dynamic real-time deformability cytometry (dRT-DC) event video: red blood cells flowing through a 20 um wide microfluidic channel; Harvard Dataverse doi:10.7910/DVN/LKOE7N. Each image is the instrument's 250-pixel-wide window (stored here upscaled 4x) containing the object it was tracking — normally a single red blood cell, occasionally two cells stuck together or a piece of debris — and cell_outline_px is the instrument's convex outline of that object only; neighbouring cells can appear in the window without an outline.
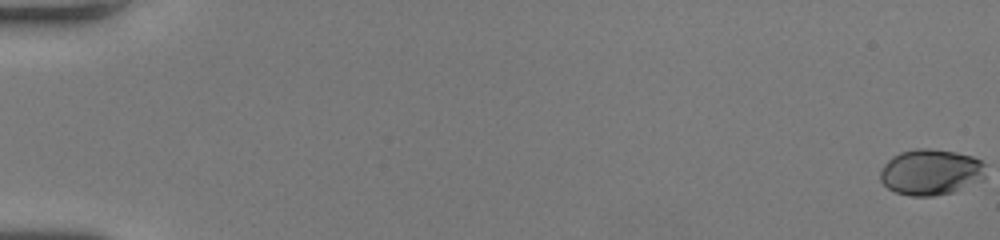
{"species": "human", "species_latin": "Homo sapiens", "temperature_condition": "room temperature", "stored_images_in_passage": 3, "camera_frame_rate_fps": 3000, "um_per_image_px": 0.085, "donor": {"sex": "female"}, "frame": {"image": 1, "passage_image": 2, "time_ms": 0.333, "image_size_px": [1000, 240], "cell_outline_px": [[976, 160], [960, 176], [940, 192], [900, 192], [892, 188], [908, 152], [944, 152], [964, 156]], "centroid_in_image_um": [79.08, 14.57], "position_along_channel_um": 5.9, "area_um2": 17.34}}